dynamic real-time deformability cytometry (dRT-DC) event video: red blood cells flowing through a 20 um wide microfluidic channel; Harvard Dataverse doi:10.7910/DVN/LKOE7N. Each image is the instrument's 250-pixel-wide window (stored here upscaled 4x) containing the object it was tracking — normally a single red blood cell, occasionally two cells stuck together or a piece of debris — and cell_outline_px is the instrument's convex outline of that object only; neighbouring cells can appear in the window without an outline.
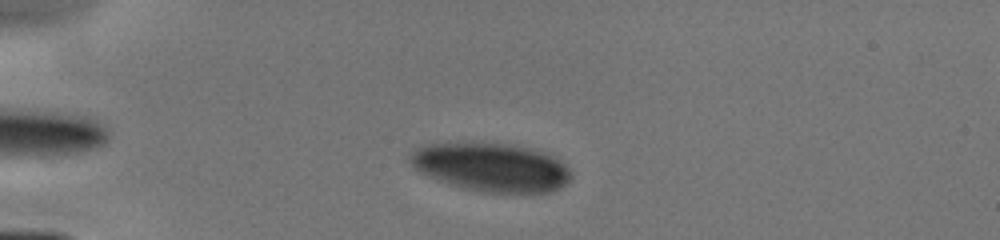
{"species": "human", "species_latin": "Homo sapiens", "temperature_condition": "cold", "stored_images_in_passage": 31, "camera_frame_rate_fps": 3000, "um_per_image_px": 0.085, "donor": {"sex": "male"}, "frame": {"image": 1, "passage_image": 5, "time_ms": 2.0, "image_size_px": [1000, 240], "cell_outline_px": [[572, 176], [564, 184], [548, 192], [484, 192], [464, 188], [448, 184], [420, 172], [412, 168], [408, 160], [408, 152], [416, 148], [428, 144], [504, 144], [528, 148], [544, 152], [560, 160], [572, 172]], "centroid_in_image_um": [41.71, 14.22], "position_along_channel_um": 43.3, "area_um2": 44.97}}
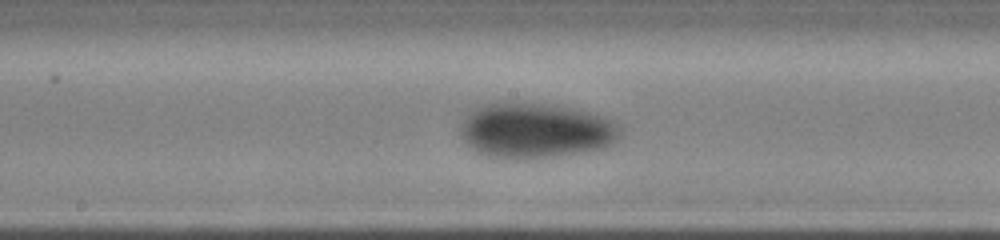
{"frame": {"image": 2, "passage_image": 18, "time_ms": 6.667, "image_size_px": [1000, 240], "cell_outline_px": [[620, 136], [612, 144], [604, 148], [556, 156], [528, 160], [512, 160], [488, 156], [476, 152], [464, 140], [460, 132], [460, 128], [464, 120], [476, 108], [484, 104], [496, 100], [540, 104], [572, 108], [600, 116], [616, 124], [620, 128]], "centroid_in_image_um": [45.47, 11.11], "position_along_channel_um": 202.7, "area_um2": 51.5}}
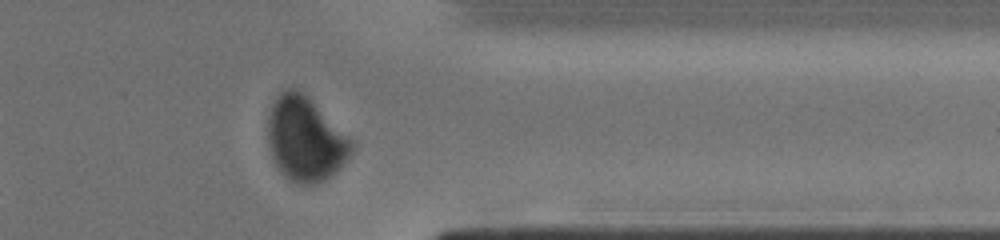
{"frame": {"image": 3, "passage_image": 29, "time_ms": 11.0, "image_size_px": [1000, 240], "cell_outline_px": [[352, 152], [324, 180], [316, 184], [300, 184], [288, 180], [276, 164], [272, 156], [268, 144], [268, 116], [272, 104], [276, 96], [280, 92], [288, 88], [296, 88], [304, 92], [352, 140]], "centroid_in_image_um": [25.91, 11.78], "position_along_channel_um": 385.5, "area_um2": 40.52}}